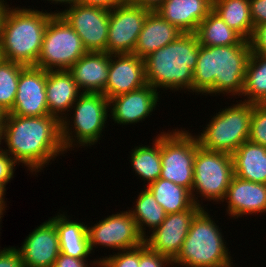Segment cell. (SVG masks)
<instances>
[{
  "mask_svg": "<svg viewBox=\"0 0 266 267\" xmlns=\"http://www.w3.org/2000/svg\"><path fill=\"white\" fill-rule=\"evenodd\" d=\"M47 1L49 2L51 1V3L57 4V5L62 4L65 6L67 4L66 8H69L78 2V0H47Z\"/></svg>",
  "mask_w": 266,
  "mask_h": 267,
  "instance_id": "ee69618b",
  "label": "cell"
},
{
  "mask_svg": "<svg viewBox=\"0 0 266 267\" xmlns=\"http://www.w3.org/2000/svg\"><path fill=\"white\" fill-rule=\"evenodd\" d=\"M160 133L162 168L159 178L183 186L191 192L194 159L196 149L200 146L197 136L185 128Z\"/></svg>",
  "mask_w": 266,
  "mask_h": 267,
  "instance_id": "9c48e42d",
  "label": "cell"
},
{
  "mask_svg": "<svg viewBox=\"0 0 266 267\" xmlns=\"http://www.w3.org/2000/svg\"><path fill=\"white\" fill-rule=\"evenodd\" d=\"M235 265H233V262L229 265H227L226 267H234Z\"/></svg>",
  "mask_w": 266,
  "mask_h": 267,
  "instance_id": "f907efd6",
  "label": "cell"
},
{
  "mask_svg": "<svg viewBox=\"0 0 266 267\" xmlns=\"http://www.w3.org/2000/svg\"><path fill=\"white\" fill-rule=\"evenodd\" d=\"M250 43L252 53L266 55V23L258 25L254 29Z\"/></svg>",
  "mask_w": 266,
  "mask_h": 267,
  "instance_id": "74e56055",
  "label": "cell"
},
{
  "mask_svg": "<svg viewBox=\"0 0 266 267\" xmlns=\"http://www.w3.org/2000/svg\"><path fill=\"white\" fill-rule=\"evenodd\" d=\"M104 267H139V246L98 258Z\"/></svg>",
  "mask_w": 266,
  "mask_h": 267,
  "instance_id": "836d02e7",
  "label": "cell"
},
{
  "mask_svg": "<svg viewBox=\"0 0 266 267\" xmlns=\"http://www.w3.org/2000/svg\"><path fill=\"white\" fill-rule=\"evenodd\" d=\"M243 102L266 104V55L250 54L246 66Z\"/></svg>",
  "mask_w": 266,
  "mask_h": 267,
  "instance_id": "f546056e",
  "label": "cell"
},
{
  "mask_svg": "<svg viewBox=\"0 0 266 267\" xmlns=\"http://www.w3.org/2000/svg\"><path fill=\"white\" fill-rule=\"evenodd\" d=\"M26 66L9 60H0V108L9 113L14 105L18 80L21 71Z\"/></svg>",
  "mask_w": 266,
  "mask_h": 267,
  "instance_id": "1f68e13d",
  "label": "cell"
},
{
  "mask_svg": "<svg viewBox=\"0 0 266 267\" xmlns=\"http://www.w3.org/2000/svg\"><path fill=\"white\" fill-rule=\"evenodd\" d=\"M90 249L102 246L116 250H128L144 243L136 221L130 211H120L99 220L93 226L87 224Z\"/></svg>",
  "mask_w": 266,
  "mask_h": 267,
  "instance_id": "7c38bea8",
  "label": "cell"
},
{
  "mask_svg": "<svg viewBox=\"0 0 266 267\" xmlns=\"http://www.w3.org/2000/svg\"><path fill=\"white\" fill-rule=\"evenodd\" d=\"M109 63L107 52H86L68 71L82 93H103L108 82Z\"/></svg>",
  "mask_w": 266,
  "mask_h": 267,
  "instance_id": "44dd1931",
  "label": "cell"
},
{
  "mask_svg": "<svg viewBox=\"0 0 266 267\" xmlns=\"http://www.w3.org/2000/svg\"><path fill=\"white\" fill-rule=\"evenodd\" d=\"M150 11L128 2L111 9L106 52L110 55L133 53Z\"/></svg>",
  "mask_w": 266,
  "mask_h": 267,
  "instance_id": "4fadbf2b",
  "label": "cell"
},
{
  "mask_svg": "<svg viewBox=\"0 0 266 267\" xmlns=\"http://www.w3.org/2000/svg\"><path fill=\"white\" fill-rule=\"evenodd\" d=\"M153 140L151 146L138 145L129 152L133 171L147 183L144 187L158 180L161 175V134Z\"/></svg>",
  "mask_w": 266,
  "mask_h": 267,
  "instance_id": "4316f807",
  "label": "cell"
},
{
  "mask_svg": "<svg viewBox=\"0 0 266 267\" xmlns=\"http://www.w3.org/2000/svg\"><path fill=\"white\" fill-rule=\"evenodd\" d=\"M9 113L18 116L50 115L46 98V70L26 66L21 71L16 99Z\"/></svg>",
  "mask_w": 266,
  "mask_h": 267,
  "instance_id": "9a60e30c",
  "label": "cell"
},
{
  "mask_svg": "<svg viewBox=\"0 0 266 267\" xmlns=\"http://www.w3.org/2000/svg\"><path fill=\"white\" fill-rule=\"evenodd\" d=\"M202 209L194 204L186 211L166 214L165 220L144 238V243L153 252L173 261L183 246L194 217Z\"/></svg>",
  "mask_w": 266,
  "mask_h": 267,
  "instance_id": "5bb4252c",
  "label": "cell"
},
{
  "mask_svg": "<svg viewBox=\"0 0 266 267\" xmlns=\"http://www.w3.org/2000/svg\"><path fill=\"white\" fill-rule=\"evenodd\" d=\"M236 102L220 109L216 115L214 113L202 132L196 135L202 148L232 155L242 143L248 141L253 103Z\"/></svg>",
  "mask_w": 266,
  "mask_h": 267,
  "instance_id": "52a82bcc",
  "label": "cell"
},
{
  "mask_svg": "<svg viewBox=\"0 0 266 267\" xmlns=\"http://www.w3.org/2000/svg\"><path fill=\"white\" fill-rule=\"evenodd\" d=\"M108 110L109 99L103 93H82L69 111L74 113L72 117L69 114L61 121V137L66 152L72 147H91L101 140L108 122Z\"/></svg>",
  "mask_w": 266,
  "mask_h": 267,
  "instance_id": "8992f818",
  "label": "cell"
},
{
  "mask_svg": "<svg viewBox=\"0 0 266 267\" xmlns=\"http://www.w3.org/2000/svg\"><path fill=\"white\" fill-rule=\"evenodd\" d=\"M5 190L0 186V213L4 214L6 212V201H5Z\"/></svg>",
  "mask_w": 266,
  "mask_h": 267,
  "instance_id": "7bdbcfd3",
  "label": "cell"
},
{
  "mask_svg": "<svg viewBox=\"0 0 266 267\" xmlns=\"http://www.w3.org/2000/svg\"><path fill=\"white\" fill-rule=\"evenodd\" d=\"M146 188L153 194L166 214L186 211L194 205L191 192L169 180L159 178Z\"/></svg>",
  "mask_w": 266,
  "mask_h": 267,
  "instance_id": "83f0119b",
  "label": "cell"
},
{
  "mask_svg": "<svg viewBox=\"0 0 266 267\" xmlns=\"http://www.w3.org/2000/svg\"><path fill=\"white\" fill-rule=\"evenodd\" d=\"M182 34L177 27L167 22L157 12L150 11L138 35L133 54L144 59L152 52L175 41Z\"/></svg>",
  "mask_w": 266,
  "mask_h": 267,
  "instance_id": "603a6c76",
  "label": "cell"
},
{
  "mask_svg": "<svg viewBox=\"0 0 266 267\" xmlns=\"http://www.w3.org/2000/svg\"><path fill=\"white\" fill-rule=\"evenodd\" d=\"M17 163L13 160V158L5 153H0V186L6 191V185L13 179V175L15 172V166Z\"/></svg>",
  "mask_w": 266,
  "mask_h": 267,
  "instance_id": "d590c367",
  "label": "cell"
},
{
  "mask_svg": "<svg viewBox=\"0 0 266 267\" xmlns=\"http://www.w3.org/2000/svg\"><path fill=\"white\" fill-rule=\"evenodd\" d=\"M146 84L144 59L133 53L110 55L108 82L103 92L108 99L140 89Z\"/></svg>",
  "mask_w": 266,
  "mask_h": 267,
  "instance_id": "e0dca14e",
  "label": "cell"
},
{
  "mask_svg": "<svg viewBox=\"0 0 266 267\" xmlns=\"http://www.w3.org/2000/svg\"><path fill=\"white\" fill-rule=\"evenodd\" d=\"M81 94L68 70L46 71V98L50 115L62 121L69 116L68 112Z\"/></svg>",
  "mask_w": 266,
  "mask_h": 267,
  "instance_id": "7402d4cb",
  "label": "cell"
},
{
  "mask_svg": "<svg viewBox=\"0 0 266 267\" xmlns=\"http://www.w3.org/2000/svg\"><path fill=\"white\" fill-rule=\"evenodd\" d=\"M24 267H52L60 254L58 232L48 219L33 229L20 248Z\"/></svg>",
  "mask_w": 266,
  "mask_h": 267,
  "instance_id": "ac0fdd59",
  "label": "cell"
},
{
  "mask_svg": "<svg viewBox=\"0 0 266 267\" xmlns=\"http://www.w3.org/2000/svg\"><path fill=\"white\" fill-rule=\"evenodd\" d=\"M87 258H74L60 253L52 267H91Z\"/></svg>",
  "mask_w": 266,
  "mask_h": 267,
  "instance_id": "ab89813d",
  "label": "cell"
},
{
  "mask_svg": "<svg viewBox=\"0 0 266 267\" xmlns=\"http://www.w3.org/2000/svg\"><path fill=\"white\" fill-rule=\"evenodd\" d=\"M165 0H128V3L155 11Z\"/></svg>",
  "mask_w": 266,
  "mask_h": 267,
  "instance_id": "b9f144b4",
  "label": "cell"
},
{
  "mask_svg": "<svg viewBox=\"0 0 266 267\" xmlns=\"http://www.w3.org/2000/svg\"><path fill=\"white\" fill-rule=\"evenodd\" d=\"M2 217H4V216H3V214L0 213V224H2V223H1V219H2ZM0 227H2V226H0ZM0 229H1V228H0ZM0 231H1V230H0ZM0 233H1V232H0Z\"/></svg>",
  "mask_w": 266,
  "mask_h": 267,
  "instance_id": "681fc988",
  "label": "cell"
},
{
  "mask_svg": "<svg viewBox=\"0 0 266 267\" xmlns=\"http://www.w3.org/2000/svg\"><path fill=\"white\" fill-rule=\"evenodd\" d=\"M135 200V207L129 211L136 221L139 232L145 238L146 227H149V233L152 232L165 220L166 213L146 187L139 192Z\"/></svg>",
  "mask_w": 266,
  "mask_h": 267,
  "instance_id": "4dcf8cb0",
  "label": "cell"
},
{
  "mask_svg": "<svg viewBox=\"0 0 266 267\" xmlns=\"http://www.w3.org/2000/svg\"><path fill=\"white\" fill-rule=\"evenodd\" d=\"M10 6H0L1 58L24 66H35L47 24L57 10L44 12Z\"/></svg>",
  "mask_w": 266,
  "mask_h": 267,
  "instance_id": "3957f363",
  "label": "cell"
},
{
  "mask_svg": "<svg viewBox=\"0 0 266 267\" xmlns=\"http://www.w3.org/2000/svg\"><path fill=\"white\" fill-rule=\"evenodd\" d=\"M160 91L146 84L144 87L117 95L109 99V117L119 125L135 124L145 119L156 110L160 100Z\"/></svg>",
  "mask_w": 266,
  "mask_h": 267,
  "instance_id": "2e32d148",
  "label": "cell"
},
{
  "mask_svg": "<svg viewBox=\"0 0 266 267\" xmlns=\"http://www.w3.org/2000/svg\"><path fill=\"white\" fill-rule=\"evenodd\" d=\"M2 142V131L0 130V145ZM3 152V148L0 146V153Z\"/></svg>",
  "mask_w": 266,
  "mask_h": 267,
  "instance_id": "7dc6e473",
  "label": "cell"
},
{
  "mask_svg": "<svg viewBox=\"0 0 266 267\" xmlns=\"http://www.w3.org/2000/svg\"><path fill=\"white\" fill-rule=\"evenodd\" d=\"M78 2L111 10L119 5L127 3L128 0H78Z\"/></svg>",
  "mask_w": 266,
  "mask_h": 267,
  "instance_id": "60d3db41",
  "label": "cell"
},
{
  "mask_svg": "<svg viewBox=\"0 0 266 267\" xmlns=\"http://www.w3.org/2000/svg\"><path fill=\"white\" fill-rule=\"evenodd\" d=\"M69 217L62 212L49 218L58 232L60 253L74 258H87L93 253L88 240L87 225Z\"/></svg>",
  "mask_w": 266,
  "mask_h": 267,
  "instance_id": "cb8c5ba5",
  "label": "cell"
},
{
  "mask_svg": "<svg viewBox=\"0 0 266 267\" xmlns=\"http://www.w3.org/2000/svg\"><path fill=\"white\" fill-rule=\"evenodd\" d=\"M201 46L238 45L243 38L212 10L195 32Z\"/></svg>",
  "mask_w": 266,
  "mask_h": 267,
  "instance_id": "f1b7e54d",
  "label": "cell"
},
{
  "mask_svg": "<svg viewBox=\"0 0 266 267\" xmlns=\"http://www.w3.org/2000/svg\"><path fill=\"white\" fill-rule=\"evenodd\" d=\"M5 116H6V112L3 111V110L0 108V130H2V128H3V126H4Z\"/></svg>",
  "mask_w": 266,
  "mask_h": 267,
  "instance_id": "f6af8a7d",
  "label": "cell"
},
{
  "mask_svg": "<svg viewBox=\"0 0 266 267\" xmlns=\"http://www.w3.org/2000/svg\"><path fill=\"white\" fill-rule=\"evenodd\" d=\"M233 176L234 168L231 154L209 151L199 146L196 149L193 166L191 196L194 204L204 208L202 203L200 204L204 199L221 204ZM198 197H201L202 201L198 200Z\"/></svg>",
  "mask_w": 266,
  "mask_h": 267,
  "instance_id": "ba28073f",
  "label": "cell"
},
{
  "mask_svg": "<svg viewBox=\"0 0 266 267\" xmlns=\"http://www.w3.org/2000/svg\"><path fill=\"white\" fill-rule=\"evenodd\" d=\"M249 5L254 29L266 23V0H249Z\"/></svg>",
  "mask_w": 266,
  "mask_h": 267,
  "instance_id": "f35d334b",
  "label": "cell"
},
{
  "mask_svg": "<svg viewBox=\"0 0 266 267\" xmlns=\"http://www.w3.org/2000/svg\"><path fill=\"white\" fill-rule=\"evenodd\" d=\"M0 267H24L20 252L16 247L0 249Z\"/></svg>",
  "mask_w": 266,
  "mask_h": 267,
  "instance_id": "8d00e7d4",
  "label": "cell"
},
{
  "mask_svg": "<svg viewBox=\"0 0 266 267\" xmlns=\"http://www.w3.org/2000/svg\"><path fill=\"white\" fill-rule=\"evenodd\" d=\"M251 43L243 39L238 45L199 46L193 71V92L201 95L241 96ZM213 94V95H212Z\"/></svg>",
  "mask_w": 266,
  "mask_h": 267,
  "instance_id": "7a4b0ae2",
  "label": "cell"
},
{
  "mask_svg": "<svg viewBox=\"0 0 266 267\" xmlns=\"http://www.w3.org/2000/svg\"><path fill=\"white\" fill-rule=\"evenodd\" d=\"M234 175L254 183L266 184V147L248 141L232 154Z\"/></svg>",
  "mask_w": 266,
  "mask_h": 267,
  "instance_id": "d4e9b609",
  "label": "cell"
},
{
  "mask_svg": "<svg viewBox=\"0 0 266 267\" xmlns=\"http://www.w3.org/2000/svg\"><path fill=\"white\" fill-rule=\"evenodd\" d=\"M3 152L32 174L41 172L56 157L66 153L61 137V121L52 116H18L6 113L2 128Z\"/></svg>",
  "mask_w": 266,
  "mask_h": 267,
  "instance_id": "6da1fadb",
  "label": "cell"
},
{
  "mask_svg": "<svg viewBox=\"0 0 266 267\" xmlns=\"http://www.w3.org/2000/svg\"><path fill=\"white\" fill-rule=\"evenodd\" d=\"M8 2H5L4 0H0V6L1 5H6Z\"/></svg>",
  "mask_w": 266,
  "mask_h": 267,
  "instance_id": "c3c4849f",
  "label": "cell"
},
{
  "mask_svg": "<svg viewBox=\"0 0 266 267\" xmlns=\"http://www.w3.org/2000/svg\"><path fill=\"white\" fill-rule=\"evenodd\" d=\"M226 201V202H225ZM232 219L266 212V184L254 183L233 176L222 203Z\"/></svg>",
  "mask_w": 266,
  "mask_h": 267,
  "instance_id": "d6986e66",
  "label": "cell"
},
{
  "mask_svg": "<svg viewBox=\"0 0 266 267\" xmlns=\"http://www.w3.org/2000/svg\"><path fill=\"white\" fill-rule=\"evenodd\" d=\"M91 262H92V264H91ZM90 263H89V265H93L94 267H104L100 262H99V260L98 259H94L93 261H91ZM97 265V266H96Z\"/></svg>",
  "mask_w": 266,
  "mask_h": 267,
  "instance_id": "bcb514c9",
  "label": "cell"
},
{
  "mask_svg": "<svg viewBox=\"0 0 266 267\" xmlns=\"http://www.w3.org/2000/svg\"><path fill=\"white\" fill-rule=\"evenodd\" d=\"M86 52L75 30L60 14H54L47 24L35 67L68 70Z\"/></svg>",
  "mask_w": 266,
  "mask_h": 267,
  "instance_id": "30bf717a",
  "label": "cell"
},
{
  "mask_svg": "<svg viewBox=\"0 0 266 267\" xmlns=\"http://www.w3.org/2000/svg\"><path fill=\"white\" fill-rule=\"evenodd\" d=\"M213 10V0H165L156 10L182 33H195Z\"/></svg>",
  "mask_w": 266,
  "mask_h": 267,
  "instance_id": "ffe728a7",
  "label": "cell"
},
{
  "mask_svg": "<svg viewBox=\"0 0 266 267\" xmlns=\"http://www.w3.org/2000/svg\"><path fill=\"white\" fill-rule=\"evenodd\" d=\"M248 140L266 147V104L253 103Z\"/></svg>",
  "mask_w": 266,
  "mask_h": 267,
  "instance_id": "d6a6232c",
  "label": "cell"
},
{
  "mask_svg": "<svg viewBox=\"0 0 266 267\" xmlns=\"http://www.w3.org/2000/svg\"><path fill=\"white\" fill-rule=\"evenodd\" d=\"M202 209L193 219L183 246L173 260L175 267H224L232 263V257L222 230Z\"/></svg>",
  "mask_w": 266,
  "mask_h": 267,
  "instance_id": "5b68a950",
  "label": "cell"
},
{
  "mask_svg": "<svg viewBox=\"0 0 266 267\" xmlns=\"http://www.w3.org/2000/svg\"><path fill=\"white\" fill-rule=\"evenodd\" d=\"M213 11L243 39L251 40L254 25L249 0H213Z\"/></svg>",
  "mask_w": 266,
  "mask_h": 267,
  "instance_id": "484cf974",
  "label": "cell"
},
{
  "mask_svg": "<svg viewBox=\"0 0 266 267\" xmlns=\"http://www.w3.org/2000/svg\"><path fill=\"white\" fill-rule=\"evenodd\" d=\"M57 12L75 30L87 52H106L110 10L77 2Z\"/></svg>",
  "mask_w": 266,
  "mask_h": 267,
  "instance_id": "8fae6325",
  "label": "cell"
},
{
  "mask_svg": "<svg viewBox=\"0 0 266 267\" xmlns=\"http://www.w3.org/2000/svg\"><path fill=\"white\" fill-rule=\"evenodd\" d=\"M199 46L195 33H183L175 41L149 54L144 58L147 84L157 91L162 88L193 93V71Z\"/></svg>",
  "mask_w": 266,
  "mask_h": 267,
  "instance_id": "277c9868",
  "label": "cell"
},
{
  "mask_svg": "<svg viewBox=\"0 0 266 267\" xmlns=\"http://www.w3.org/2000/svg\"><path fill=\"white\" fill-rule=\"evenodd\" d=\"M172 267L173 261L167 256L150 250L145 243L139 246V267Z\"/></svg>",
  "mask_w": 266,
  "mask_h": 267,
  "instance_id": "e575fe53",
  "label": "cell"
}]
</instances>
